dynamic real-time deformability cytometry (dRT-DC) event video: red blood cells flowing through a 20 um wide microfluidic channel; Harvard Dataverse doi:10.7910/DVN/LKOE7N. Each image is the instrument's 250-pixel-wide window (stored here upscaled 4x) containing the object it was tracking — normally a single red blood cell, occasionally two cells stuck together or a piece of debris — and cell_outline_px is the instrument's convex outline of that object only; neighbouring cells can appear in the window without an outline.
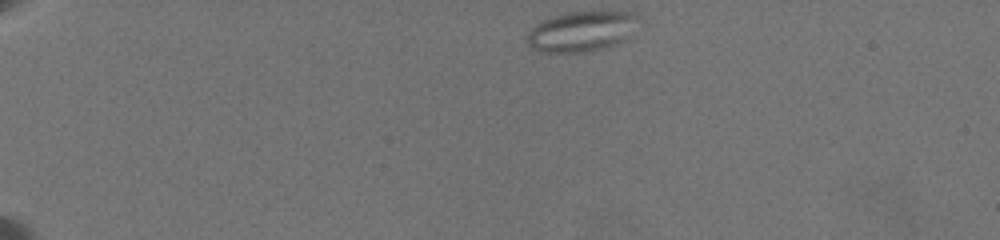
{"species": "common noctule bat (a hibernating species)", "species_latin": "Nyctalus noctula", "temperature_condition": "warm", "stored_images_in_passage": 30, "camera_frame_rate_fps": 3000, "um_per_image_px": 0.085, "animal": {"sex": "female", "body_mass_g": 19.5, "forearm_length_mm": 54.1}, "frame": {"image": 1, "passage_image": 1, "time_ms": 0.0, "image_size_px": [1000, 240], "cell_outline_px": [[644, 20], [624, 40], [600, 48], [580, 52], [540, 52], [532, 48], [528, 44], [528, 32], [536, 24], [544, 20], [568, 12], [640, 12]], "centroid_in_image_um": [49.52, 2.64], "position_along_channel_um": 35.5, "area_um2": 26.07}}
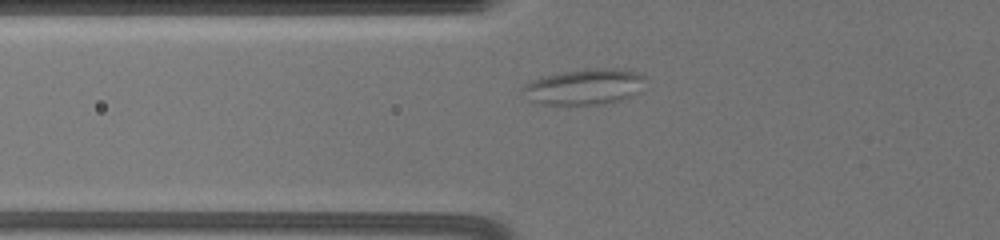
{"frame": {"image": 2, "passage_image": 24, "time_ms": 3.667, "image_size_px": [1000, 240], "cell_outline_px": [[644, 76], [636, 92], [632, 96], [620, 100], [604, 104], [532, 104], [520, 88], [524, 84], [532, 80], [544, 76], [564, 72], [588, 68], [616, 68], [636, 72]], "centroid_in_image_um": [49.59, 7.38], "position_along_channel_um": 76.2, "area_um2": 25.32}}